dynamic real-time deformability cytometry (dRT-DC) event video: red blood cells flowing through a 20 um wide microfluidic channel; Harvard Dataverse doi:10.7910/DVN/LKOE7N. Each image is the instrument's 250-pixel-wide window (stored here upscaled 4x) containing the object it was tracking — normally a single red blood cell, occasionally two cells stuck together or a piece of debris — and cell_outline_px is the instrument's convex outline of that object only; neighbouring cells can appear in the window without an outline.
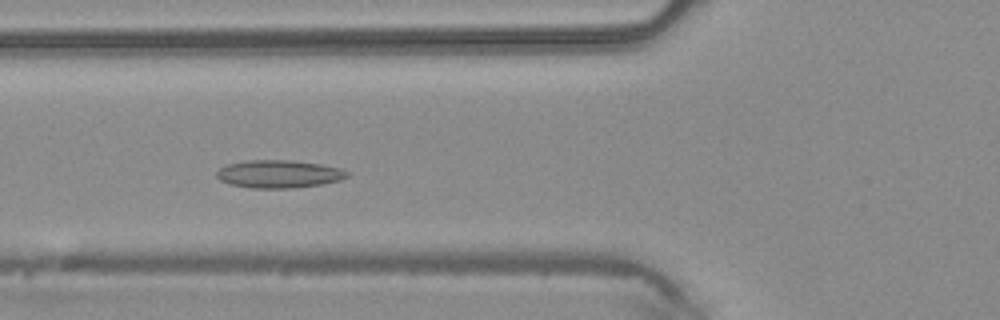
{"species": "common noctule bat (a hibernating species)", "species_latin": "Nyctalus noctula", "temperature_condition": "warm", "stored_images_in_passage": 45, "camera_frame_rate_fps": 3000, "um_per_image_px": 0.085, "animal": {"sex": "male", "body_mass_g": 20.4}, "frame": {"image": 1, "passage_image": 15, "time_ms": 4.667, "image_size_px": [1000, 320], "cell_outline_px": [[348, 176], [340, 180], [324, 184], [292, 188], [252, 188], [232, 184], [220, 180], [216, 176], [216, 172], [224, 164], [248, 160], [292, 160], [320, 164], [340, 168], [348, 172]], "centroid_in_image_um": [23.69, 14.78], "position_along_channel_um": 102.1, "area_um2": 21.21}}
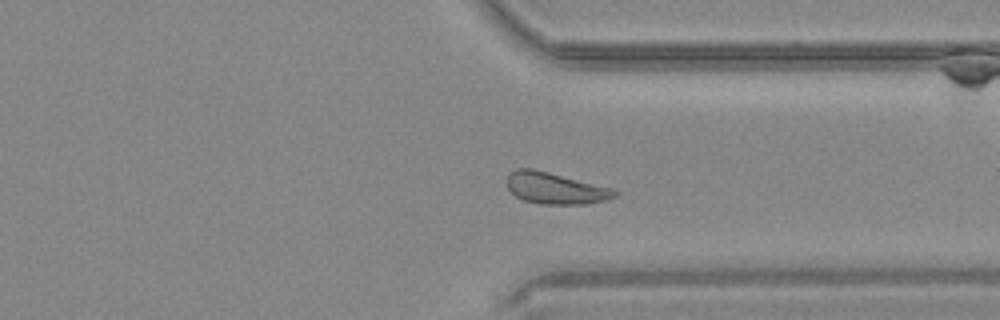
{"frame": {"image": 2, "passage_image": 33, "time_ms": 10.667, "image_size_px": [1000, 320], "cell_outline_px": [[620, 192], [616, 196], [608, 200], [584, 204], [540, 204], [524, 200], [516, 196], [508, 188], [504, 180], [508, 172], [516, 168], [532, 168], [612, 188]], "centroid_in_image_um": [47.17, 15.99], "position_along_channel_um": 364.2, "area_um2": 19.94}}
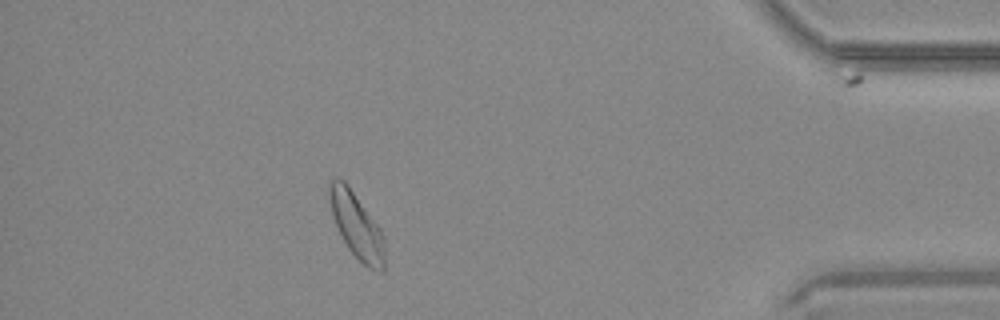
{"frame": {"image": 3, "passage_image": 39, "time_ms": 12.667, "image_size_px": [1000, 320], "cell_outline_px": [[384, 272], [376, 272], [368, 268], [348, 248], [336, 224], [332, 212], [328, 192], [328, 180], [336, 176], [344, 180], [380, 228], [384, 236]], "centroid_in_image_um": [30.31, 19.16], "position_along_channel_um": 404.9, "area_um2": 20.87}}